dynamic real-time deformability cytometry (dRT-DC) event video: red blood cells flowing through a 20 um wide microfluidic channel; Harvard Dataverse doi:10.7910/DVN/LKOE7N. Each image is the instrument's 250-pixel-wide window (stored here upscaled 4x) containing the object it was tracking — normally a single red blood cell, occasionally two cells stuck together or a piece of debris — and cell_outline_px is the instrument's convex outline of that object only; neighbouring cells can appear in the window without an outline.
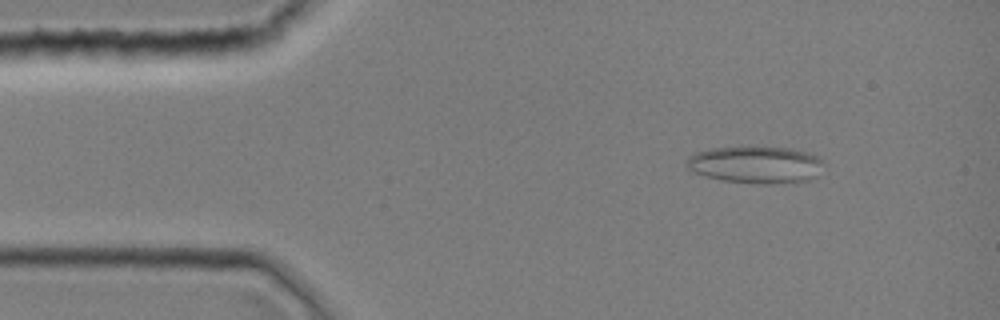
{"species": "common noctule bat (a hibernating species)", "species_latin": "Nyctalus noctula", "temperature_condition": "room temperature", "stored_images_in_passage": 43, "camera_frame_rate_fps": 3000, "um_per_image_px": 0.085, "animal": {"sex": "female", "body_mass_g": 19.0, "forearm_length_mm": 51.5}, "frame": {"image": 1, "passage_image": 5, "time_ms": 1.333, "image_size_px": [1000, 320], "cell_outline_px": [[824, 164], [816, 176], [808, 180], [792, 184], [756, 184], [720, 180], [688, 172], [684, 160], [688, 156], [696, 152], [712, 148], [788, 148], [804, 152], [816, 156]], "centroid_in_image_um": [64.17, 14.04], "position_along_channel_um": 20.8, "area_um2": 29.82}}
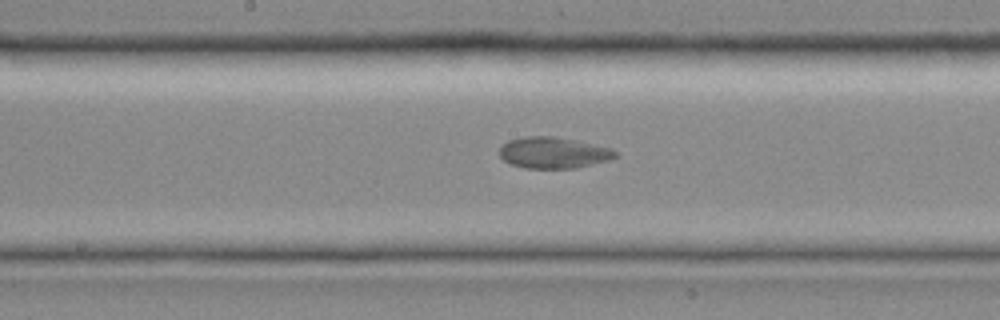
{"frame": {"image": 2, "passage_image": 22, "time_ms": 7.0, "image_size_px": [1000, 320], "cell_outline_px": [[616, 156], [608, 160], [576, 168], [524, 168], [512, 164], [504, 160], [500, 156], [500, 144], [508, 140], [524, 136], [556, 136], [612, 148], [616, 152]], "centroid_in_image_um": [47.0, 12.97], "position_along_channel_um": 201.2, "area_um2": 21.1}}
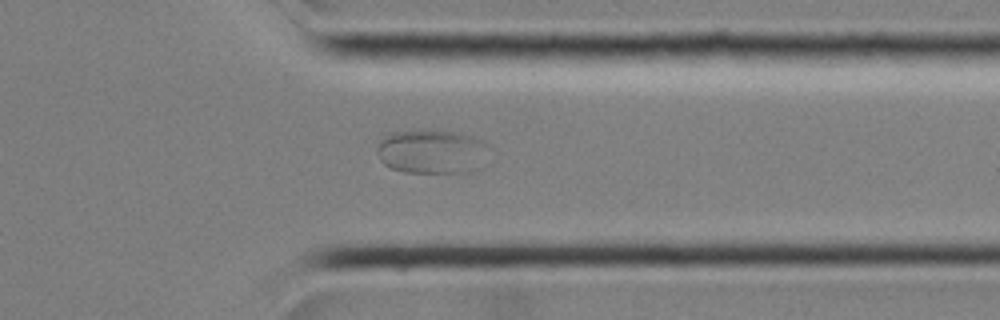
{"frame": {"image": 3, "passage_image": 34, "time_ms": 11.0, "image_size_px": [1000, 320], "cell_outline_px": [[492, 148], [476, 168], [472, 172], [404, 172], [392, 168], [384, 164], [380, 160], [376, 152], [376, 148], [380, 140], [384, 136], [392, 132], [424, 128], [452, 132], [472, 136], [484, 140]], "centroid_in_image_um": [36.69, 12.85], "position_along_channel_um": 374.7, "area_um2": 29.3}}